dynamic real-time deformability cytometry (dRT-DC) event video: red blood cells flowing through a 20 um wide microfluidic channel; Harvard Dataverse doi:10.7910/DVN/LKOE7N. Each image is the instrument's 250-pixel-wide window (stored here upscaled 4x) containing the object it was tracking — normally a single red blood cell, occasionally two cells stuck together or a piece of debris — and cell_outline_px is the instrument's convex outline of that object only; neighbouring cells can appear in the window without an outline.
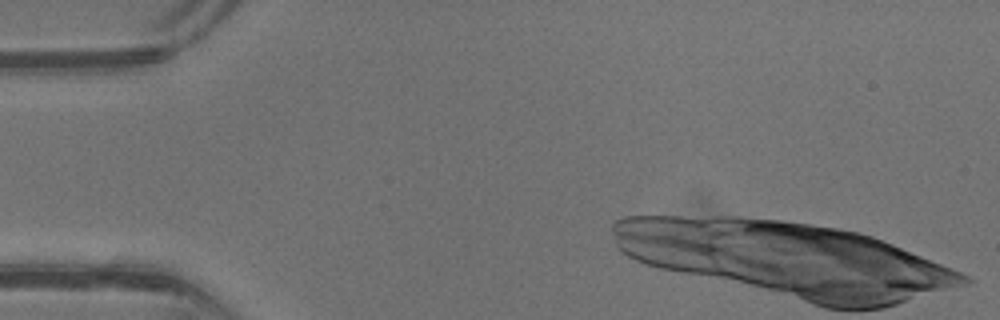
{"species": "common noctule bat (a hibernating species)", "species_latin": "Nyctalus noctula", "temperature_condition": "warm", "stored_images_in_passage": 8, "camera_frame_rate_fps": 3000, "um_per_image_px": 0.085, "animal": {"sex": "male", "body_mass_g": 13.3}, "frame": {"image": 1, "passage_image": 3, "time_ms": 0.667, "image_size_px": [1000, 320], "cell_outline_px": [[920, 260], [904, 260], [764, 228], [752, 224], [788, 224], [820, 228], [844, 232], [876, 240], [904, 252]], "centroid_in_image_um": [71.45, 20.37], "position_along_channel_um": 13.6, "area_um2": 12.14}}